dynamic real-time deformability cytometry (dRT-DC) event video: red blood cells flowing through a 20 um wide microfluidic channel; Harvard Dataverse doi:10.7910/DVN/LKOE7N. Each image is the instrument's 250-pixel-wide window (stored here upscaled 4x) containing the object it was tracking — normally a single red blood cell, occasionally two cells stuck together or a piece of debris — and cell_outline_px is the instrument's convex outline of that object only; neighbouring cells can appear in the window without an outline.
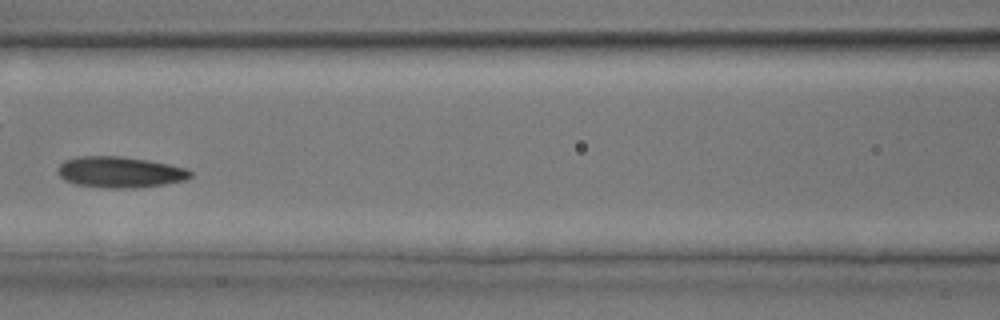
{"species": "common noctule bat (a hibernating species)", "species_latin": "Nyctalus noctula", "temperature_condition": "room temperature", "stored_images_in_passage": 35, "camera_frame_rate_fps": 3000, "um_per_image_px": 0.085, "animal": {"sex": "male", "body_mass_g": 17.9, "forearm_length_mm": 54.2}, "frame": {"image": 1, "passage_image": 16, "time_ms": 5.0, "image_size_px": [1000, 320], "cell_outline_px": [[192, 176], [184, 180], [164, 184], [136, 188], [100, 188], [76, 184], [64, 180], [56, 172], [60, 164], [64, 160], [76, 156], [120, 156], [148, 160], [168, 164], [184, 168], [192, 172]], "centroid_in_image_um": [10.14, 14.63], "position_along_channel_um": 156.5, "area_um2": 24.1}}
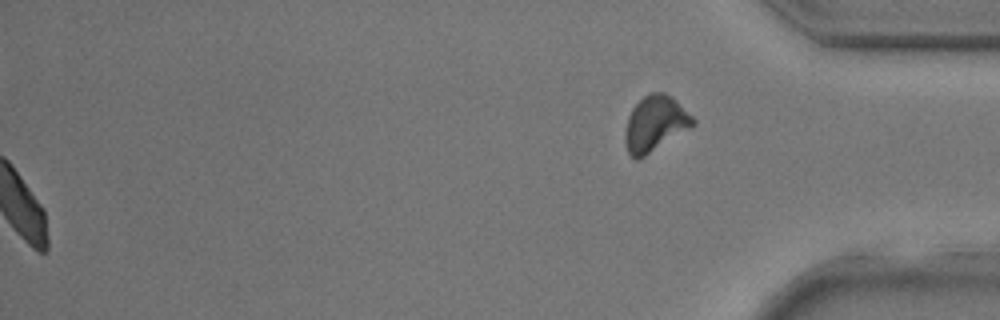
{"frame": {"image": 2, "passage_image": 35, "time_ms": 11.333, "image_size_px": [1000, 320], "cell_outline_px": [[696, 124], [692, 128], [644, 156], [636, 160], [628, 152], [624, 140], [624, 132], [628, 116], [632, 108], [644, 96], [652, 92], [664, 92], [672, 96], [696, 120]], "centroid_in_image_um": [55.7, 10.51], "position_along_channel_um": 379.5, "area_um2": 22.02}}